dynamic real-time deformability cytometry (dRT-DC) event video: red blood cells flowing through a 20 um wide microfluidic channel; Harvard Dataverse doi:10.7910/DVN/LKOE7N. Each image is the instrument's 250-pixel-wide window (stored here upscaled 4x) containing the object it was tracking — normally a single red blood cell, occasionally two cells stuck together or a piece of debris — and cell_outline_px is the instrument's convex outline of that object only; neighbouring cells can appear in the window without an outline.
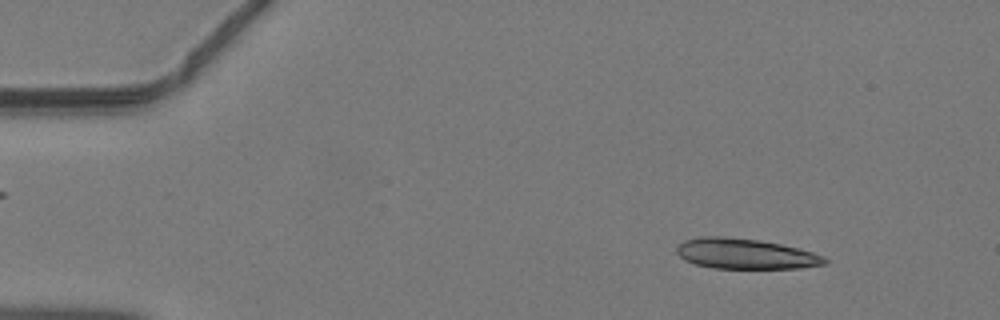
{"species": "common noctule bat (a hibernating species)", "species_latin": "Nyctalus noctula", "temperature_condition": "warm", "stored_images_in_passage": 40, "camera_frame_rate_fps": 3000, "um_per_image_px": 0.085, "animal": {"sex": "male", "body_mass_g": 19.2, "forearm_length_mm": 51.8}, "frame": {"image": 1, "passage_image": 1, "time_ms": 0.0, "image_size_px": [1000, 320], "cell_outline_px": [[828, 264], [800, 268], [712, 268], [696, 264], [684, 260], [676, 252], [676, 248], [684, 240], [700, 236], [724, 236], [760, 240], [800, 248], [824, 256], [828, 260]], "centroid_in_image_um": [63.37, 21.57], "position_along_channel_um": 21.6, "area_um2": 26.36}}
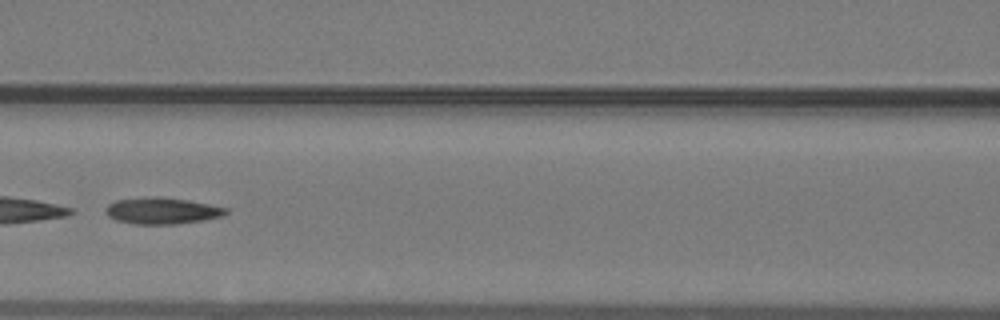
{"frame": {"image": 2, "passage_image": 16, "time_ms": 5.0, "image_size_px": [1000, 320], "cell_outline_px": [[228, 212], [220, 216], [200, 220], [176, 224], [136, 224], [116, 220], [108, 216], [104, 212], [104, 208], [108, 204], [116, 200], [188, 200], [228, 208]], "centroid_in_image_um": [13.75, 17.97], "position_along_channel_um": 152.8, "area_um2": 17.34}}
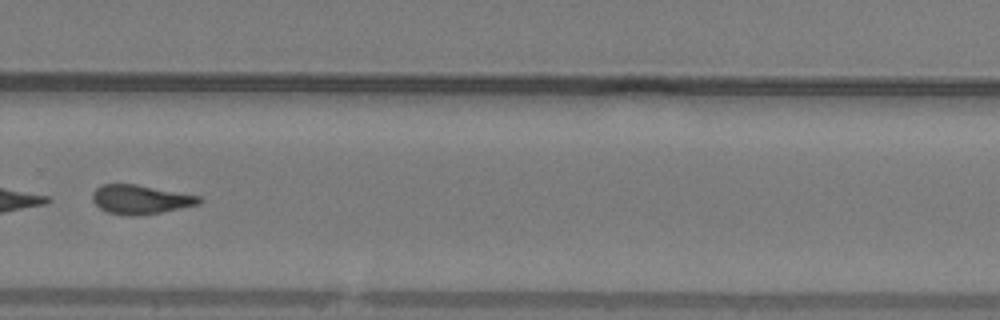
{"frame": {"image": 3, "passage_image": 27, "time_ms": 8.667, "image_size_px": [1000, 320], "cell_outline_px": [[204, 200], [200, 204], [140, 216], [128, 216], [108, 212], [100, 208], [92, 200], [92, 192], [96, 188], [104, 184], [132, 184], [200, 196]], "centroid_in_image_um": [11.93, 16.96], "position_along_channel_um": 317.9, "area_um2": 17.92}}